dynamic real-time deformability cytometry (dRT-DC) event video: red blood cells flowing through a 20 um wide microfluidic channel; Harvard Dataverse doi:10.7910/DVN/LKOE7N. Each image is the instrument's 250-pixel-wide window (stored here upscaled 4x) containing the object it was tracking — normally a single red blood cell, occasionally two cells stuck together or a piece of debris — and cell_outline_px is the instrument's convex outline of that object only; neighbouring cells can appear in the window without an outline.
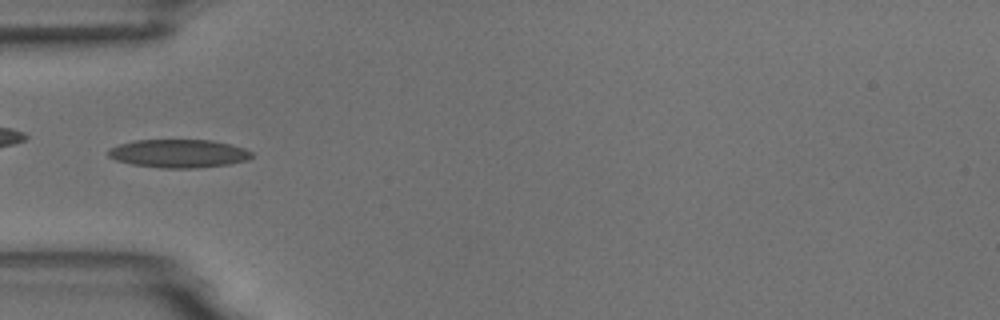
{"species": "common noctule bat (a hibernating species)", "species_latin": "Nyctalus noctula", "temperature_condition": "room temperature", "stored_images_in_passage": 4, "camera_frame_rate_fps": 3000, "um_per_image_px": 0.085, "animal": {"sex": "male", "body_mass_g": 18.8}, "frame": {"image": 1, "passage_image": 4, "time_ms": 4.333, "image_size_px": [1000, 320], "cell_outline_px": [[252, 156], [248, 160], [228, 164], [196, 168], [160, 168], [132, 164], [116, 160], [108, 156], [108, 148], [120, 144], [136, 140], [212, 140], [232, 144], [244, 148], [252, 152]], "centroid_in_image_um": [15.19, 13.04], "position_along_channel_um": 69.8, "area_um2": 23.7}}